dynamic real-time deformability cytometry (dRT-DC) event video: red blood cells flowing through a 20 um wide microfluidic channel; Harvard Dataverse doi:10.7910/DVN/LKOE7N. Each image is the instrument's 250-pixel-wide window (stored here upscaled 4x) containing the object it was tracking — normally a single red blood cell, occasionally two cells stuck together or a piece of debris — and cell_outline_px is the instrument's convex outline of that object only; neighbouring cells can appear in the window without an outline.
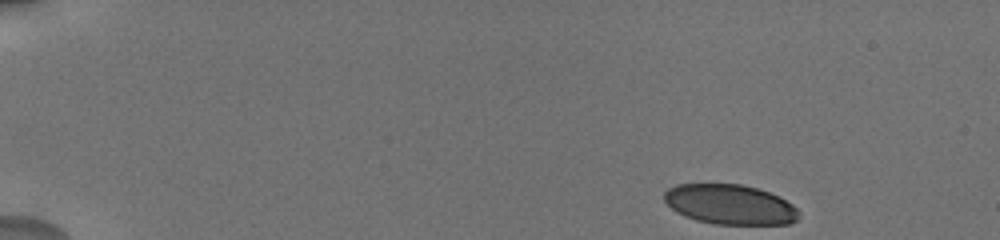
{"species": "human", "species_latin": "Homo sapiens", "temperature_condition": "cold", "stored_images_in_passage": 10, "camera_frame_rate_fps": 3000, "um_per_image_px": 0.085, "donor": {"sex": "male"}, "frame": {"image": 1, "passage_image": 1, "time_ms": 0.0, "image_size_px": [1000, 240], "cell_outline_px": [[800, 216], [796, 220], [788, 224], [716, 224], [696, 220], [684, 216], [676, 212], [664, 200], [664, 192], [668, 188], [676, 184], [740, 184], [756, 188], [768, 192], [792, 204], [800, 212]], "centroid_in_image_um": [62.03, 17.38], "position_along_channel_um": 23.0, "area_um2": 31.21}}
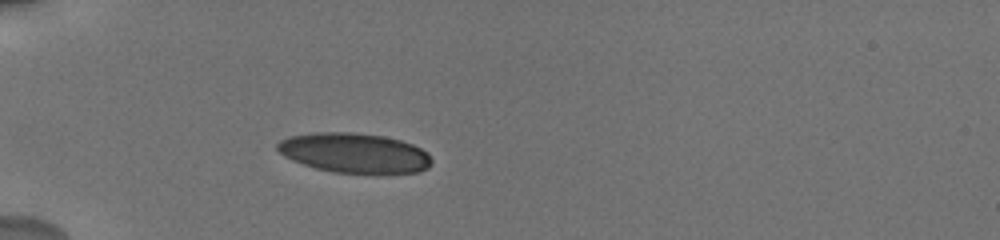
{"frame": {"image": 2, "passage_image": 7, "time_ms": 3.667, "image_size_px": [1000, 240], "cell_outline_px": [[432, 164], [428, 168], [420, 172], [336, 172], [316, 168], [292, 160], [284, 156], [276, 148], [276, 144], [280, 140], [288, 136], [316, 132], [352, 132], [384, 136], [400, 140], [412, 144], [428, 152], [432, 160]], "centroid_in_image_um": [30.12, 12.98], "position_along_channel_um": 54.9, "area_um2": 35.55}}
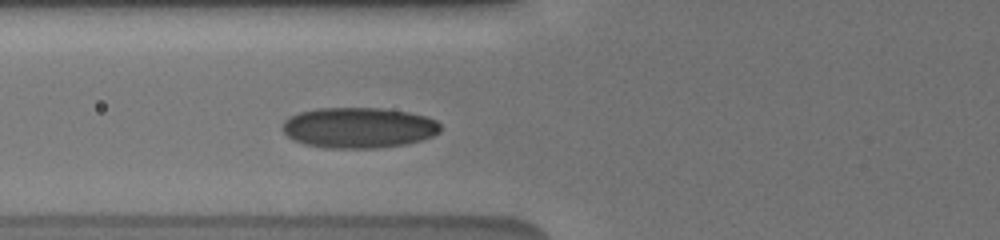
{"frame": {"image": 3, "passage_image": 10, "time_ms": 5.333, "image_size_px": [1000, 240], "cell_outline_px": [[440, 132], [432, 136], [420, 140], [404, 144], [376, 148], [324, 148], [304, 144], [288, 136], [280, 128], [284, 120], [288, 116], [300, 112], [316, 108], [380, 108], [408, 112], [428, 116], [436, 120], [440, 124]], "centroid_in_image_um": [30.46, 10.85], "position_along_channel_um": 95.3, "area_um2": 37.57}}